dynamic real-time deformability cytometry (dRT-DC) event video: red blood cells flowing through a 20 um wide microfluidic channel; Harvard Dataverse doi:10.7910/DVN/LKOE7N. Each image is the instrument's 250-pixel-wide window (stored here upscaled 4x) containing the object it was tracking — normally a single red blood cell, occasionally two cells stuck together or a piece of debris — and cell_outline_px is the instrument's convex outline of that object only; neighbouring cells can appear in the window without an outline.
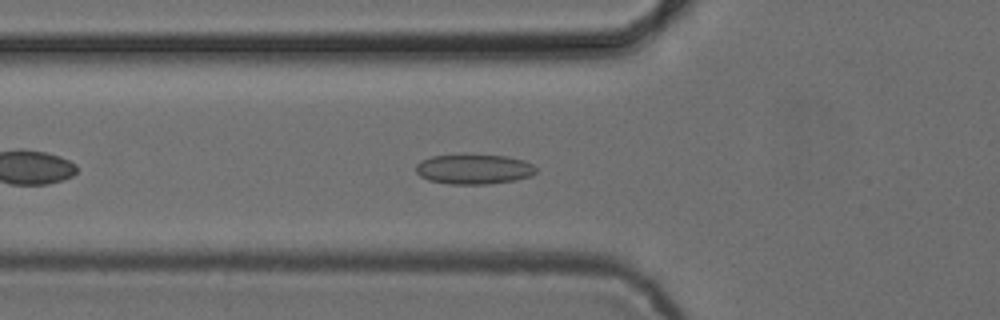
{"species": "common noctule bat (a hibernating species)", "species_latin": "Nyctalus noctula", "temperature_condition": "cold", "stored_images_in_passage": 41, "camera_frame_rate_fps": 3000, "um_per_image_px": 0.085, "animal": {"sex": "female", "body_mass_g": 24.6, "forearm_length_mm": 56.2}, "frame": {"image": 1, "passage_image": 7, "time_ms": 2.0, "image_size_px": [1000, 320], "cell_outline_px": [[536, 172], [532, 176], [516, 180], [488, 184], [448, 184], [428, 180], [420, 176], [416, 172], [416, 164], [420, 160], [432, 156], [464, 152], [508, 156], [524, 160], [532, 164], [536, 168]], "centroid_in_image_um": [40.26, 14.34], "position_along_channel_um": 85.5, "area_um2": 21.85}}
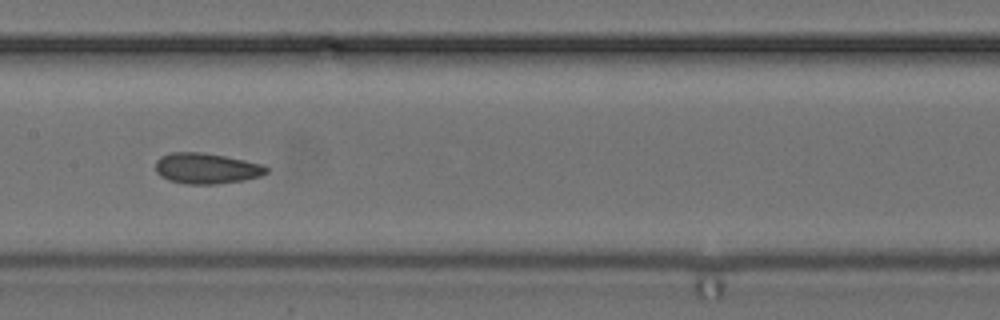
{"frame": {"image": 2, "passage_image": 15, "time_ms": 4.667, "image_size_px": [1000, 320], "cell_outline_px": [[268, 172], [260, 176], [244, 180], [216, 184], [184, 184], [168, 180], [160, 176], [156, 172], [156, 160], [160, 156], [172, 152], [200, 152], [224, 156], [244, 160], [260, 164], [268, 168]], "centroid_in_image_um": [17.51, 14.32], "position_along_channel_um": 189.9, "area_um2": 19.83}}
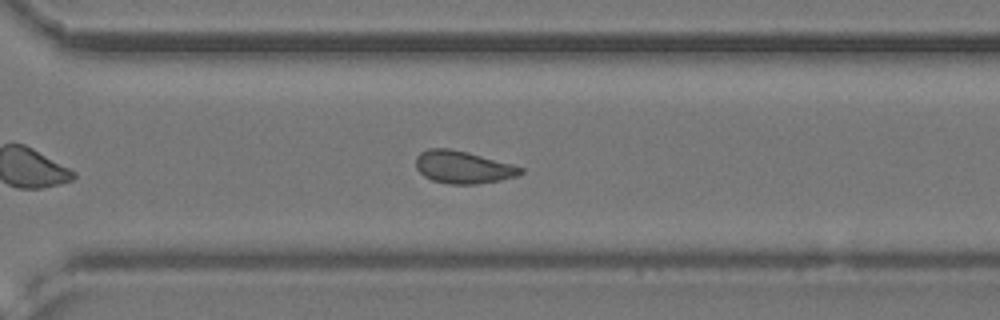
{"frame": {"image": 3, "passage_image": 26, "time_ms": 8.333, "image_size_px": [1000, 320], "cell_outline_px": [[524, 172], [516, 176], [500, 180], [476, 184], [448, 184], [432, 180], [424, 176], [416, 168], [416, 156], [420, 152], [428, 148], [448, 148], [468, 152], [512, 164], [524, 168]], "centroid_in_image_um": [39.34, 14.2], "position_along_channel_um": 331.3, "area_um2": 19.88}, "authors_computed_cell_mechanics": {"area_um2": 19.941, "velocity_mm_per_s": 3.877, "shape_relaxation_time_tau1_ms": null, "shape_relaxation_time_tau2_ms": 2.6818, "deformation_change_tau1": null, "deformation_change_tau2": 0.0893}}